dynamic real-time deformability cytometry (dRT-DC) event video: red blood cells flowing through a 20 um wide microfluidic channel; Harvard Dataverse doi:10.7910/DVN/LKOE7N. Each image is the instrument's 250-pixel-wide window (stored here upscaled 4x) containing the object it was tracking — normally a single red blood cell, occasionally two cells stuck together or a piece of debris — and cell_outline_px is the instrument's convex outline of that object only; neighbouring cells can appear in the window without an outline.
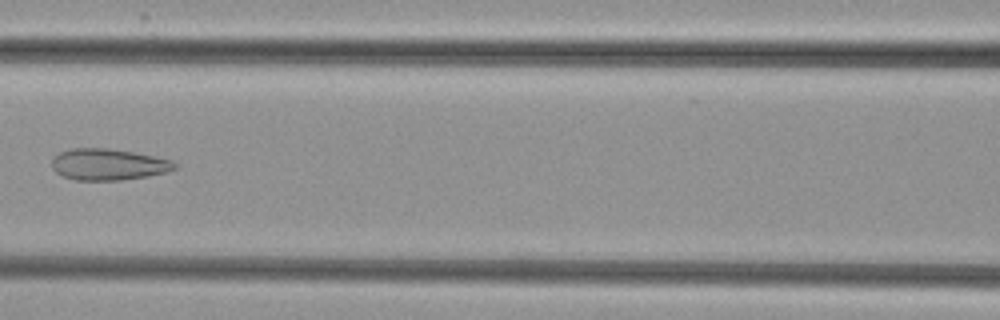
{"species": "common noctule bat (a hibernating species)", "species_latin": "Nyctalus noctula", "temperature_condition": "cold", "stored_images_in_passage": 8, "camera_frame_rate_fps": 3000, "um_per_image_px": 0.085, "animal": {"sex": "female", "body_mass_g": 29.2, "forearm_length_mm": 56.3}, "frame": {"image": 1, "passage_image": 7, "time_ms": 7.0, "image_size_px": [1000, 320], "cell_outline_px": [[180, 168], [148, 176], [120, 180], [76, 180], [64, 176], [56, 172], [52, 168], [52, 156], [60, 152], [72, 148], [112, 148], [172, 160], [180, 164]], "centroid_in_image_um": [9.22, 13.97], "position_along_channel_um": 157.4, "area_um2": 22.6}}
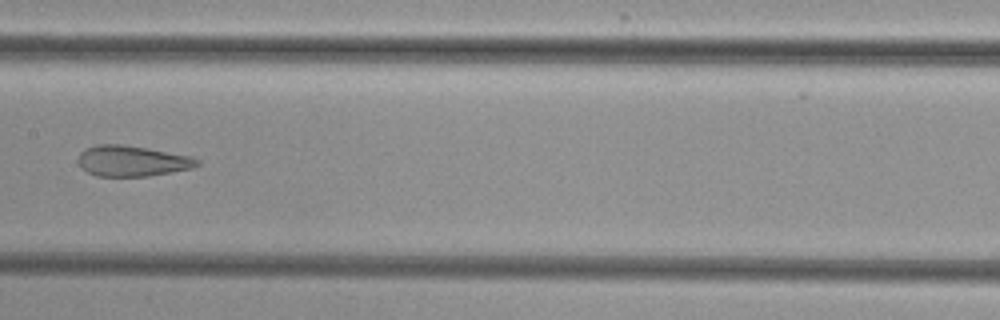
{"frame": {"image": 2, "passage_image": 8, "time_ms": 8.0, "image_size_px": [1000, 320], "cell_outline_px": [[200, 164], [192, 168], [148, 176], [96, 176], [80, 168], [80, 152], [84, 148], [96, 144], [120, 144], [148, 148], [192, 156], [200, 160]], "centroid_in_image_um": [11.24, 13.67], "position_along_channel_um": 196.2, "area_um2": 21.33}}